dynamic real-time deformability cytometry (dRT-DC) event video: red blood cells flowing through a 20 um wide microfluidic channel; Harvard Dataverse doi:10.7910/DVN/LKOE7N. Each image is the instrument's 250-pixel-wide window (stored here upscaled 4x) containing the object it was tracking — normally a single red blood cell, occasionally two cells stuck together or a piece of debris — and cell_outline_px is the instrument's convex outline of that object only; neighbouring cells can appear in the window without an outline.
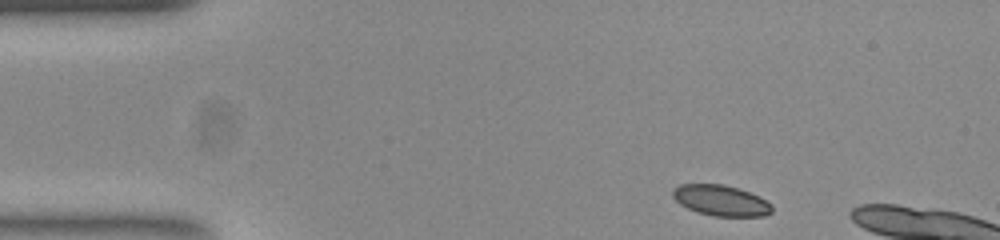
{"species": "common noctule bat (a hibernating species)", "species_latin": "Nyctalus noctula", "temperature_condition": "room temperature", "stored_images_in_passage": 6, "camera_frame_rate_fps": 3000, "um_per_image_px": 0.085, "animal": {"sex": "female", "body_mass_g": 23.0, "forearm_length_mm": 53.4}, "frame": {"image": 1, "passage_image": 1, "time_ms": 0.0, "image_size_px": [1000, 240], "cell_outline_px": [[772, 212], [764, 216], [712, 216], [696, 212], [680, 204], [672, 196], [672, 188], [680, 184], [724, 184], [748, 192], [772, 204]], "centroid_in_image_um": [61.23, 17.04], "position_along_channel_um": 23.8, "area_um2": 17.69}}